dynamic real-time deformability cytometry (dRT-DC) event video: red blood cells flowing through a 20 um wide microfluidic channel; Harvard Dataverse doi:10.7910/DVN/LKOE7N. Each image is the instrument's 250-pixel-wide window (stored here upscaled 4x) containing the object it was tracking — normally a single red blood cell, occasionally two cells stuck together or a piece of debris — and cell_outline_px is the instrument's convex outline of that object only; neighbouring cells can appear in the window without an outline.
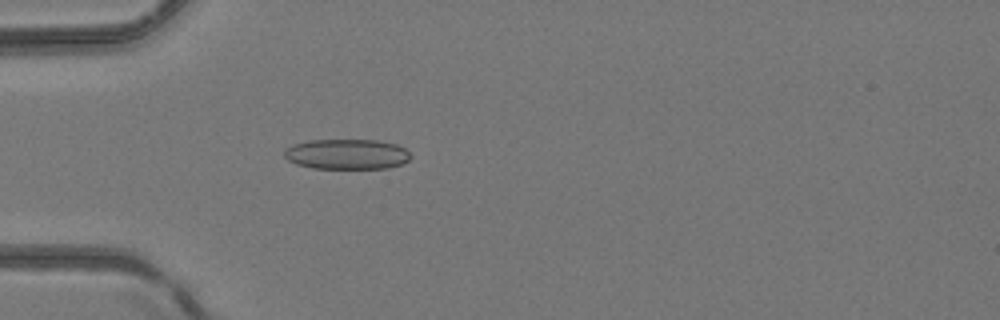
{"species": "common noctule bat (a hibernating species)", "species_latin": "Nyctalus noctula", "temperature_condition": "room temperature", "stored_images_in_passage": 4, "camera_frame_rate_fps": 3000, "um_per_image_px": 0.085, "animal": {"sex": "female", "body_mass_g": 24.6, "forearm_length_mm": 56.2}, "frame": {"image": 1, "passage_image": 4, "time_ms": 3.333, "image_size_px": [1000, 320], "cell_outline_px": [[412, 156], [408, 160], [400, 164], [388, 168], [312, 168], [296, 164], [288, 160], [284, 156], [284, 148], [292, 144], [308, 140], [376, 140], [396, 144], [404, 148]], "centroid_in_image_um": [29.44, 13.1], "position_along_channel_um": 55.6, "area_um2": 22.31}}